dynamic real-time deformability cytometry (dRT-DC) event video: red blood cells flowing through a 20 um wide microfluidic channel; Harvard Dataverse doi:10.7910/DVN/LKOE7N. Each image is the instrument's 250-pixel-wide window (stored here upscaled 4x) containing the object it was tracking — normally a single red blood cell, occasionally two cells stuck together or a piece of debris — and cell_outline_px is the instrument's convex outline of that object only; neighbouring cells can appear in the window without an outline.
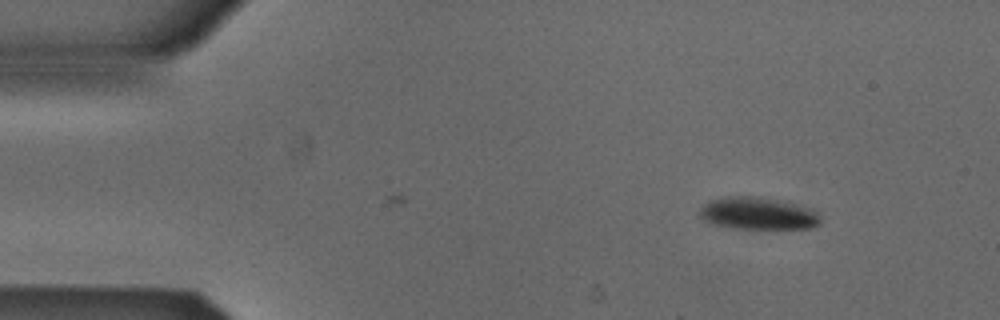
{"species": "Egyptian fruit bat (a non-hibernating species)", "species_latin": "Rousettus aegyptiacus", "temperature_condition": "cold", "stored_images_in_passage": 25, "camera_frame_rate_fps": 3000, "um_per_image_px": 0.085, "animal": {"sex": "male"}, "frame": {"image": 1, "passage_image": 1, "time_ms": 0.0, "image_size_px": [1000, 320], "cell_outline_px": [[820, 224], [812, 228], [736, 228], [716, 224], [700, 216], [696, 212], [708, 200], [724, 196], [760, 196], [812, 208], [820, 216]], "centroid_in_image_um": [64.42, 18.12], "position_along_channel_um": 20.6, "area_um2": 22.66}}
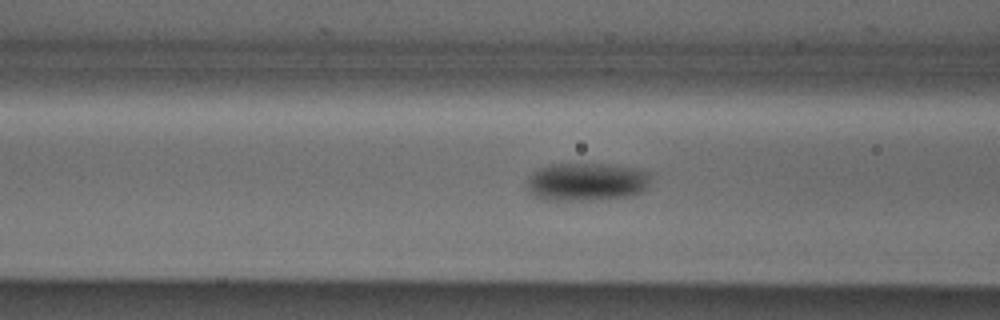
{"frame": {"image": 2, "passage_image": 15, "time_ms": 4.667, "image_size_px": [1000, 320], "cell_outline_px": [[652, 180], [648, 188], [644, 192], [632, 196], [588, 200], [548, 200], [536, 196], [528, 192], [524, 184], [532, 172], [548, 164], [600, 164], [640, 168], [652, 172]], "centroid_in_image_um": [49.92, 15.45], "position_along_channel_um": 116.7, "area_um2": 28.15}}
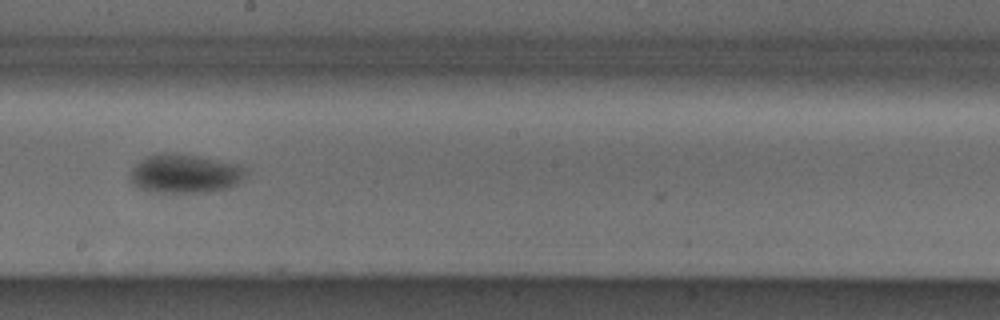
{"frame": {"image": 3, "passage_image": 24, "time_ms": 7.667, "image_size_px": [1000, 320], "cell_outline_px": [[244, 176], [236, 184], [228, 188], [208, 192], [156, 192], [140, 188], [132, 184], [128, 180], [128, 176], [132, 168], [144, 156], [156, 152], [176, 152], [200, 156], [236, 164], [244, 168]], "centroid_in_image_um": [15.62, 14.73], "position_along_channel_um": 232.6, "area_um2": 26.47}}